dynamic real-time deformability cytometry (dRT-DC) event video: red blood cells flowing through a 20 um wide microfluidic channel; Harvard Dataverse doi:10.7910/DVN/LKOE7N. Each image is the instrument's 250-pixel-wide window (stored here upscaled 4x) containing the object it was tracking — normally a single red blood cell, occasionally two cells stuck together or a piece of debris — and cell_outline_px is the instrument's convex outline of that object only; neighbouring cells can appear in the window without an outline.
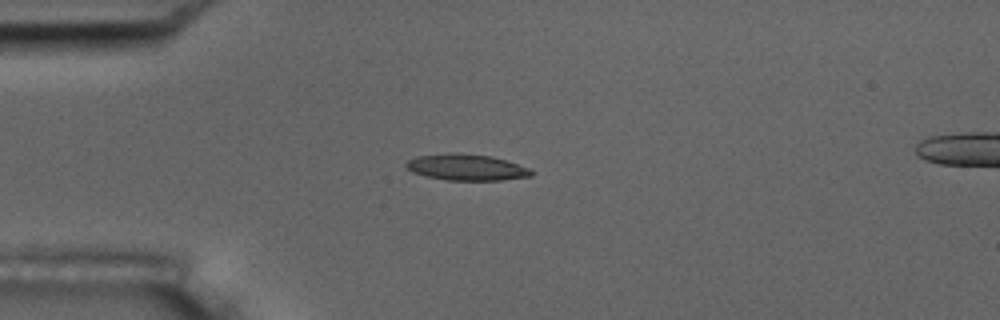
{"species": "common noctule bat (a hibernating species)", "species_latin": "Nyctalus noctula", "temperature_condition": "room temperature", "stored_images_in_passage": 15, "camera_frame_rate_fps": 3000, "um_per_image_px": 0.085, "animal": {"sex": "male", "body_mass_g": 17.5, "forearm_length_mm": 52.3}, "frame": {"image": 1, "passage_image": 3, "time_ms": 3.333, "image_size_px": [1000, 320], "cell_outline_px": [[532, 176], [500, 180], [448, 180], [424, 176], [412, 172], [404, 164], [408, 160], [416, 156], [460, 152], [492, 156], [528, 168], [532, 172]], "centroid_in_image_um": [39.6, 14.21], "position_along_channel_um": 45.4, "area_um2": 19.02}}
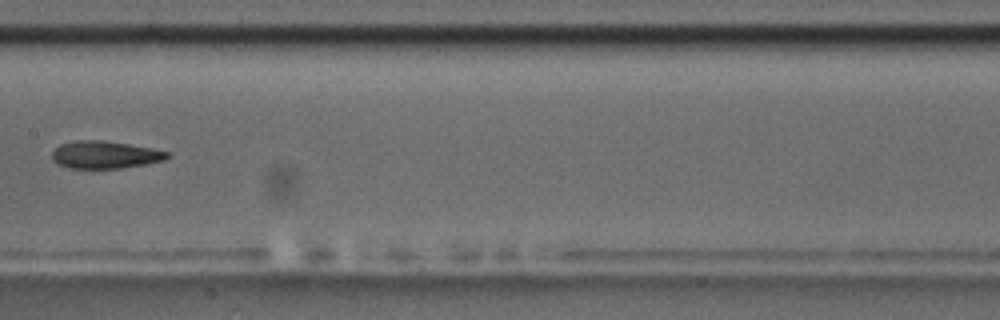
{"frame": {"image": 2, "passage_image": 7, "time_ms": 8.0, "image_size_px": [1000, 320], "cell_outline_px": [[172, 156], [164, 160], [144, 164], [120, 168], [68, 168], [52, 160], [52, 152], [60, 144], [76, 140], [104, 140], [152, 148], [172, 152]], "centroid_in_image_um": [8.96, 13.14], "position_along_channel_um": 198.4, "area_um2": 18.5}}
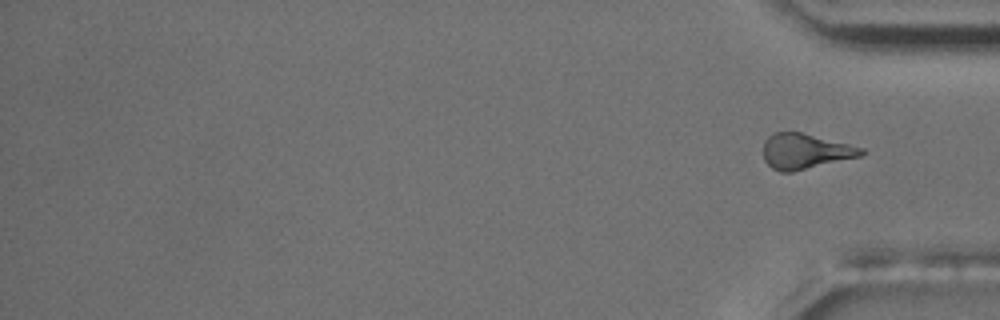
{"frame": {"image": 3, "passage_image": 15, "time_ms": 18.0, "image_size_px": [1000, 320], "cell_outline_px": [[864, 152], [860, 156], [792, 172], [780, 172], [772, 168], [764, 160], [764, 140], [772, 132], [800, 132], [864, 148]], "centroid_in_image_um": [68.4, 12.86], "position_along_channel_um": 366.8, "area_um2": 19.94}, "authors_computed_cell_mechanics": {"area_um2": 18.7272, "velocity_mm_per_s": 3.6729, "shape_relaxation_time_tau1_ms": 6.5413, "shape_relaxation_time_tau2_ms": 3.4321, "deformation_change_tau1": 0.1787, "deformation_change_tau2": 0.1124}}